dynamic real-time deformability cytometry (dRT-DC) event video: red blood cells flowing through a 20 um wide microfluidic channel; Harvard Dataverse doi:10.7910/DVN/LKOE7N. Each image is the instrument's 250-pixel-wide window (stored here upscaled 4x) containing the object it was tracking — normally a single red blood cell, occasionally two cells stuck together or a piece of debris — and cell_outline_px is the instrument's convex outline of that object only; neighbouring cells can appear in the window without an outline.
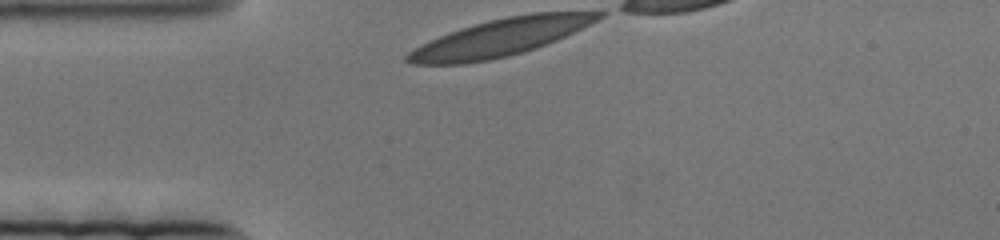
{"species": "human", "species_latin": "Homo sapiens", "temperature_condition": "cold", "stored_images_in_passage": 48, "camera_frame_rate_fps": 3000, "um_per_image_px": 0.085, "donor": {"sex": "female"}, "frame": {"image": 1, "passage_image": 1, "time_ms": 0.0, "image_size_px": [1000, 240], "cell_outline_px": [[604, 16], [564, 36], [536, 48], [508, 56], [488, 60], [464, 64], [416, 64], [404, 60], [404, 56], [408, 52], [440, 36], [488, 20], [508, 16], [532, 12], [604, 12]], "centroid_in_image_um": [42.51, 3.2], "position_along_channel_um": 42.5, "area_um2": 40.52}}
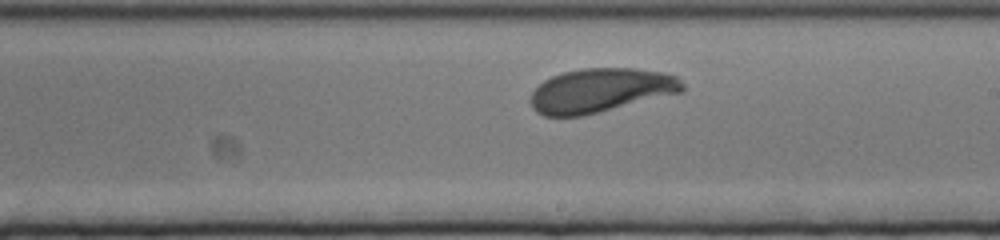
{"frame": {"image": 2, "passage_image": 28, "time_ms": 9.0, "image_size_px": [1000, 240], "cell_outline_px": [[684, 88], [680, 92], [580, 116], [544, 116], [536, 112], [532, 108], [532, 92], [544, 80], [552, 76], [564, 72], [584, 68], [636, 68], [660, 72], [676, 76], [684, 84]], "centroid_in_image_um": [51.02, 7.67], "position_along_channel_um": 238.0, "area_um2": 38.32}}
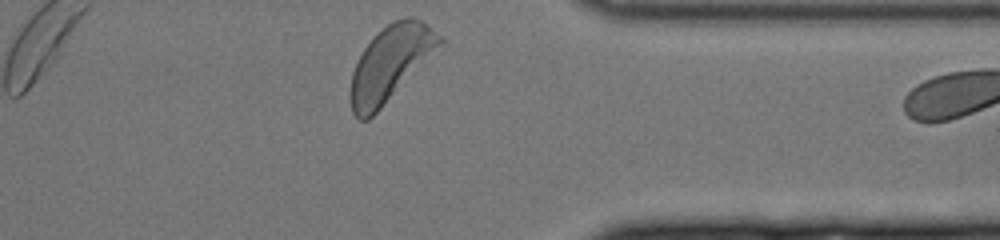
{"frame": {"image": 3, "passage_image": 47, "time_ms": 15.333, "image_size_px": [1000, 240], "cell_outline_px": [[448, 44], [368, 120], [360, 120], [352, 112], [352, 72], [364, 48], [388, 24], [404, 16], [412, 16], [428, 24]], "centroid_in_image_um": [33.32, 5.37], "position_along_channel_um": 378.1, "area_um2": 39.13}}